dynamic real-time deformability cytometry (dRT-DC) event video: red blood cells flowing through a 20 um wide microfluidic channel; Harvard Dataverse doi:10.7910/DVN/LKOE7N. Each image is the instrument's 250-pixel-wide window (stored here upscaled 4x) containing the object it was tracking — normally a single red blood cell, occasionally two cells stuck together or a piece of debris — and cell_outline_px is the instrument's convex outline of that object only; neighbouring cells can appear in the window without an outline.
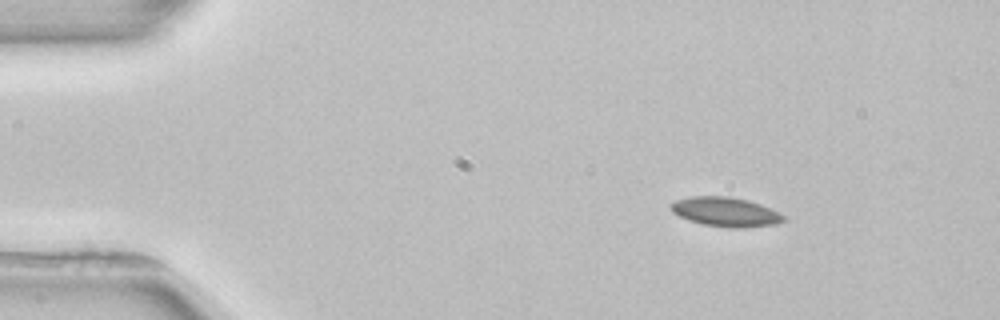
{"species": "common noctule bat (a hibernating species)", "species_latin": "Nyctalus noctula", "temperature_condition": "room temperature", "stored_images_in_passage": 3, "segment_of_instrument_passage": [1, 2], "camera_frame_rate_fps": 3000, "um_per_image_px": 0.085, "animal": {"sex": "female", "body_mass_g": 22.7, "forearm_length_mm": 54.2}, "frame": {"image": 1, "passage_image": 1, "time_ms": 0.0, "image_size_px": [1000, 320], "cell_outline_px": [[788, 220], [776, 224], [744, 228], [732, 228], [704, 224], [688, 220], [672, 212], [668, 204], [676, 200], [692, 196], [728, 196], [748, 200], [760, 204], [784, 216]], "centroid_in_image_um": [61.66, 18.01], "position_along_channel_um": 23.3, "area_um2": 19.25}}